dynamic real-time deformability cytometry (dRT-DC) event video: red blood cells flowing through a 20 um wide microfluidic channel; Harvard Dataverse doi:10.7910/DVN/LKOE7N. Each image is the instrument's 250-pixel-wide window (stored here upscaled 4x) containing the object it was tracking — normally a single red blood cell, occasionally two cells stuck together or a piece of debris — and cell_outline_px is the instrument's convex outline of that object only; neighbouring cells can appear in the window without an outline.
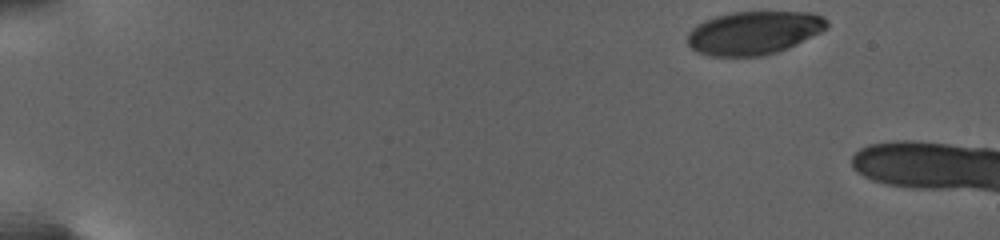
{"species": "human", "species_latin": "Homo sapiens", "temperature_condition": "warm", "stored_images_in_passage": 26, "camera_frame_rate_fps": 3000, "um_per_image_px": 0.085, "donor": {"sex": "female"}, "frame": {"image": 1, "passage_image": 1, "time_ms": 0.0, "image_size_px": [1000, 240], "cell_outline_px": [[828, 28], [788, 48], [764, 56], [708, 56], [696, 52], [688, 44], [688, 32], [692, 28], [716, 16], [732, 12], [812, 12], [828, 20]], "centroid_in_image_um": [64.09, 2.8], "position_along_channel_um": 20.9, "area_um2": 35.03}}
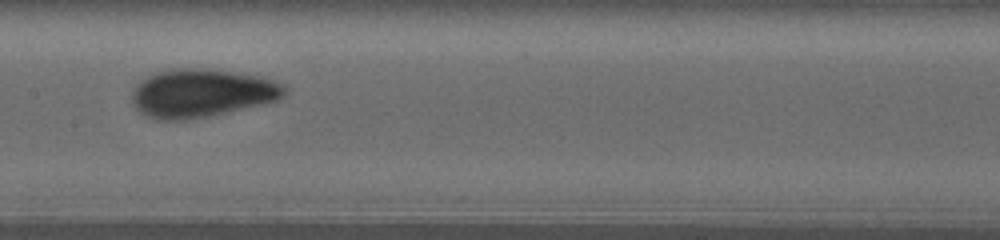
{"frame": {"image": 2, "passage_image": 15, "time_ms": 11.333, "image_size_px": [1000, 240], "cell_outline_px": [[288, 92], [284, 96], [276, 100], [260, 104], [188, 120], [156, 120], [144, 116], [136, 108], [132, 100], [132, 92], [136, 84], [140, 80], [164, 68], [208, 68], [260, 76], [284, 84], [288, 88]], "centroid_in_image_um": [17.1, 7.9], "position_along_channel_um": 190.3, "area_um2": 43.12}}
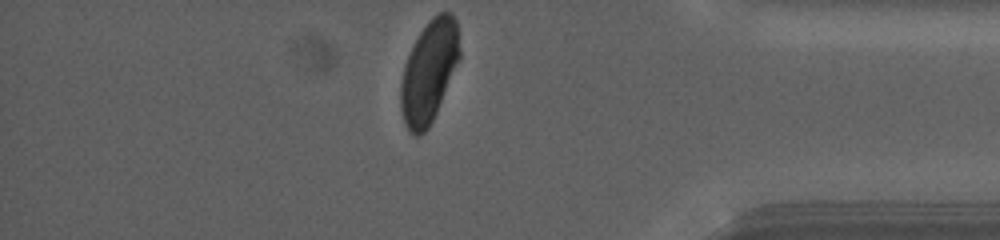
{"frame": {"image": 3, "passage_image": 26, "time_ms": 20.0, "image_size_px": [1000, 240], "cell_outline_px": [[460, 60], [436, 112], [428, 128], [420, 136], [416, 136], [408, 132], [404, 124], [400, 108], [400, 84], [404, 64], [420, 32], [428, 20], [432, 16], [440, 12], [448, 12], [456, 20], [460, 52]], "centroid_in_image_um": [36.45, 6.11], "position_along_channel_um": 398.8, "area_um2": 35.03}, "authors_computed_cell_mechanics": {"area_um2": 39.4485, "velocity_mm_per_s": 2.6643, "shape_relaxation_time_tau1_ms": 5.1008, "shape_relaxation_time_tau2_ms": 1.5475, "deformation_change_tau1": 0.1609, "deformation_change_tau2": 0.0568}}